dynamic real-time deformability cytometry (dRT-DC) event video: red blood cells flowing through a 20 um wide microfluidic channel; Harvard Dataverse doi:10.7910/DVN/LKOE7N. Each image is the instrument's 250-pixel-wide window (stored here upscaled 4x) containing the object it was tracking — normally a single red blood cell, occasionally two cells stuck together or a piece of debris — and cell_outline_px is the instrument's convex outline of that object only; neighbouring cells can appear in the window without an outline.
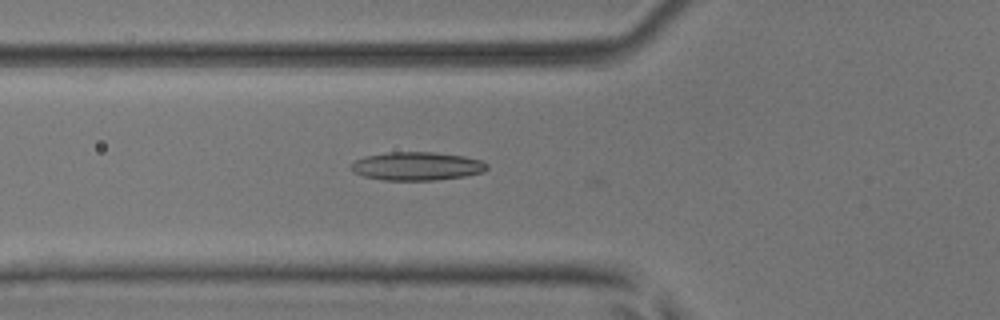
{"species": "common noctule bat (a hibernating species)", "species_latin": "Nyctalus noctula", "temperature_condition": "room temperature", "stored_images_in_passage": 15, "camera_frame_rate_fps": 3000, "um_per_image_px": 0.085, "animal": {"sex": "male", "body_mass_g": 17.9, "forearm_length_mm": 54.2}, "frame": {"image": 1, "passage_image": 13, "time_ms": 4.0, "image_size_px": [1000, 320], "cell_outline_px": [[488, 168], [484, 172], [464, 176], [436, 180], [384, 180], [364, 176], [352, 172], [348, 164], [364, 156], [388, 152], [432, 152], [464, 156], [480, 160], [488, 164]], "centroid_in_image_um": [35.4, 14.12], "position_along_channel_um": 90.4, "area_um2": 22.6}}